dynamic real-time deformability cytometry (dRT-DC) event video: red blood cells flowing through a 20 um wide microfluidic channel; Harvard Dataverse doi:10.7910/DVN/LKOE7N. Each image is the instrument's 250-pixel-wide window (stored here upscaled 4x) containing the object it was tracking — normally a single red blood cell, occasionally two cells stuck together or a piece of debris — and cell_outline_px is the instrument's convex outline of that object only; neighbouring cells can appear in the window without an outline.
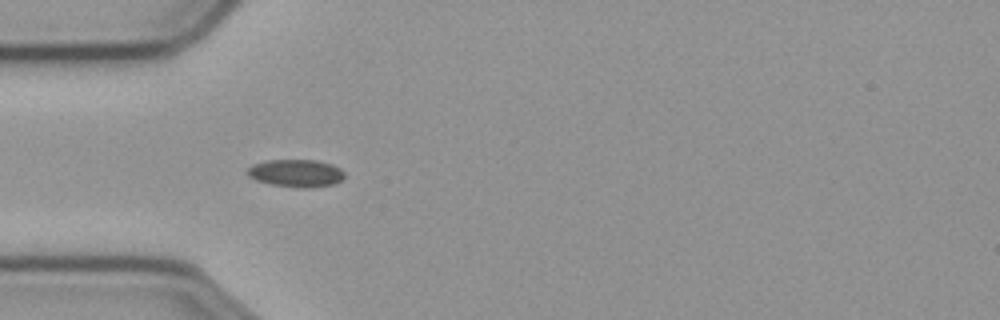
{"species": "common noctule bat (a hibernating species)", "species_latin": "Nyctalus noctula", "temperature_condition": "cold", "stored_images_in_passage": 12, "camera_frame_rate_fps": 3000, "um_per_image_px": 0.085, "animal": {"sex": "male", "body_mass_g": 23.1, "forearm_length_mm": 52.7}, "frame": {"image": 1, "passage_image": 6, "time_ms": 1.667, "image_size_px": [1000, 320], "cell_outline_px": [[344, 176], [340, 180], [332, 184], [308, 188], [304, 188], [272, 184], [256, 180], [248, 176], [248, 168], [252, 164], [264, 160], [316, 160], [332, 164], [340, 168], [344, 172]], "centroid_in_image_um": [25.15, 14.7], "position_along_channel_um": 59.9, "area_um2": 15.49}}